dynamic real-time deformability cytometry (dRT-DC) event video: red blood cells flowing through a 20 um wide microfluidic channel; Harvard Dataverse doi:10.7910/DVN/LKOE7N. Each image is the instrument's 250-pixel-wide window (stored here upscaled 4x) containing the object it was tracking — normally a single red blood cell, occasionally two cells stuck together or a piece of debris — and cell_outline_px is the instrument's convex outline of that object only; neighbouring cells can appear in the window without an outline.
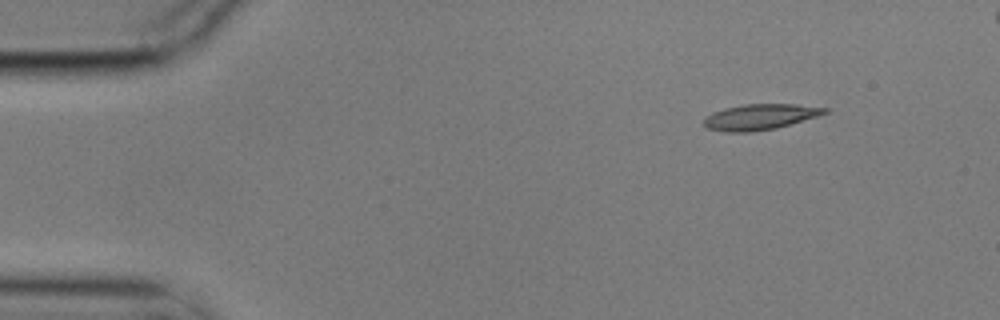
{"species": "common noctule bat (a hibernating species)", "species_latin": "Nyctalus noctula", "temperature_condition": "cold", "stored_images_in_passage": 5, "segment_of_instrument_passage": [2, 2], "camera_frame_rate_fps": 3000, "um_per_image_px": 0.085, "animal": {"sex": "male", "body_mass_g": 17.9}, "frame": {"image": 1, "passage_image": 5, "time_ms": 1.333, "image_size_px": [1000, 320], "cell_outline_px": [[828, 112], [816, 116], [776, 128], [752, 132], [728, 132], [708, 128], [704, 124], [704, 120], [712, 112], [724, 108], [744, 104], [792, 104], [828, 108]], "centroid_in_image_um": [64.58, 9.93], "position_along_channel_um": 20.4, "area_um2": 17.8}}